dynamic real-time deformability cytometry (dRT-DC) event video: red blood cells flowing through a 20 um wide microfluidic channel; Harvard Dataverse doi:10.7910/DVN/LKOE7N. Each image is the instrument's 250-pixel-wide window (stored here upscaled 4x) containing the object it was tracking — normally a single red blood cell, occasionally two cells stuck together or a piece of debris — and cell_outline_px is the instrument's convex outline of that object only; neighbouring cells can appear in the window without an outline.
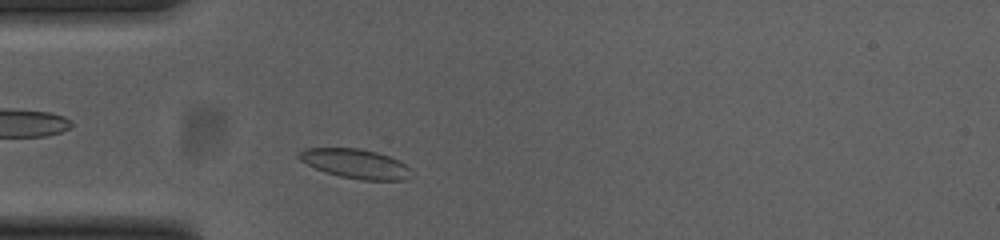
{"species": "common noctule bat (a hibernating species)", "species_latin": "Nyctalus noctula", "temperature_condition": "cold", "stored_images_in_passage": 34, "camera_frame_rate_fps": 3000, "um_per_image_px": 0.085, "animal": {"sex": "female", "body_mass_g": 23.0, "forearm_length_mm": 53.4}, "frame": {"image": 1, "passage_image": 4, "time_ms": 1.0, "image_size_px": [1000, 240], "cell_outline_px": [[412, 176], [408, 180], [360, 180], [340, 176], [324, 172], [300, 160], [296, 156], [304, 148], [360, 148], [376, 152], [388, 156], [412, 168]], "centroid_in_image_um": [30.24, 13.92], "position_along_channel_um": 54.8, "area_um2": 19.31}}
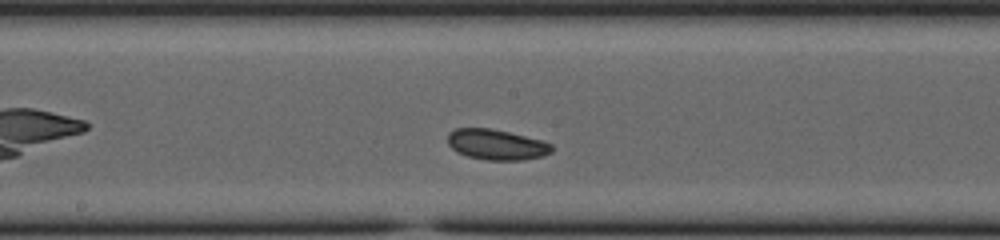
{"frame": {"image": 2, "passage_image": 17, "time_ms": 5.333, "image_size_px": [1000, 240], "cell_outline_px": [[552, 152], [544, 156], [524, 160], [488, 160], [468, 156], [456, 152], [448, 144], [448, 132], [456, 128], [492, 128], [540, 140], [552, 144]], "centroid_in_image_um": [42.19, 12.29], "position_along_channel_um": 206.0, "area_um2": 18.5}}
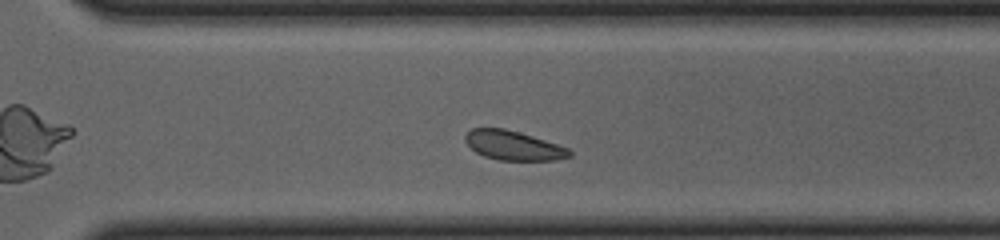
{"frame": {"image": 3, "passage_image": 27, "time_ms": 8.667, "image_size_px": [1000, 240], "cell_outline_px": [[572, 156], [556, 160], [500, 160], [484, 156], [476, 152], [464, 140], [464, 136], [472, 128], [504, 128], [520, 132], [568, 148], [572, 152]], "centroid_in_image_um": [43.63, 12.36], "position_along_channel_um": 327.0, "area_um2": 17.69}, "authors_computed_cell_mechanics": {"area_um2": 18.6116, "velocity_mm_per_s": 3.623, "shape_relaxation_time_tau1_ms": 2.1518, "shape_relaxation_time_tau2_ms": 3.8983, "deformation_change_tau1": 0.0798, "deformation_change_tau2": 0.0691}}